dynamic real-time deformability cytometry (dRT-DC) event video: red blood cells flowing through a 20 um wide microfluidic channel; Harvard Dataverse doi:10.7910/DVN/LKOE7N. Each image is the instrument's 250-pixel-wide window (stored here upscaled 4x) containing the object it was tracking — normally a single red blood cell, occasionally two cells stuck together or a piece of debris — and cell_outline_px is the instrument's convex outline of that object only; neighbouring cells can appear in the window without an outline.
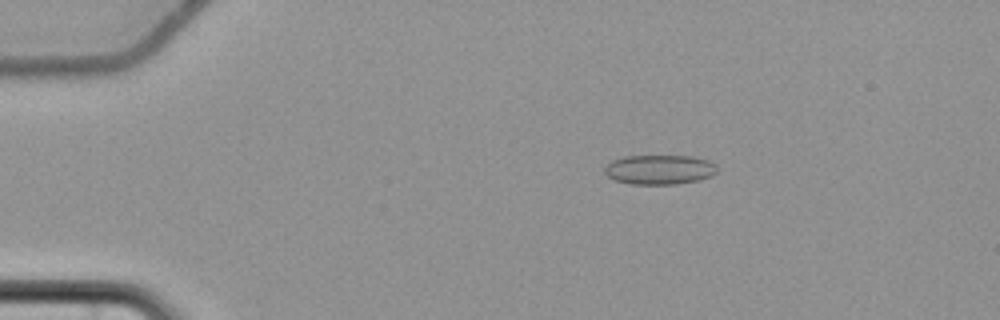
{"species": "common noctule bat (a hibernating species)", "species_latin": "Nyctalus noctula", "temperature_condition": "cold", "stored_images_in_passage": 58, "camera_frame_rate_fps": 3000, "um_per_image_px": 0.085, "animal": {"sex": "female", "body_mass_g": 22.7, "forearm_length_mm": 54.2}, "frame": {"image": 1, "passage_image": 12, "time_ms": 3.667, "image_size_px": [1000, 320], "cell_outline_px": [[716, 172], [712, 176], [700, 180], [676, 184], [628, 184], [616, 180], [608, 176], [604, 172], [604, 168], [612, 160], [624, 156], [692, 156], [708, 160], [716, 164]], "centroid_in_image_um": [56.07, 14.42], "position_along_channel_um": 28.9, "area_um2": 19.48}}
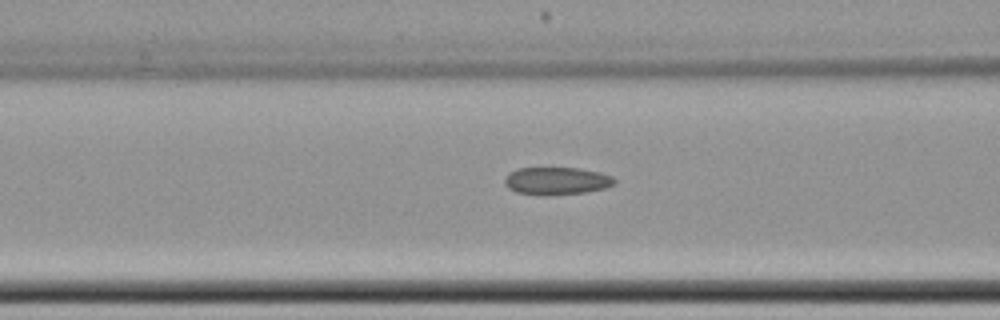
{"frame": {"image": 2, "passage_image": 25, "time_ms": 8.0, "image_size_px": [1000, 320], "cell_outline_px": [[616, 184], [604, 188], [584, 192], [548, 196], [516, 192], [508, 188], [504, 184], [504, 180], [508, 172], [516, 168], [576, 168], [600, 172], [612, 176], [616, 180]], "centroid_in_image_um": [47.29, 15.38], "position_along_channel_um": 119.3, "area_um2": 17.8}}
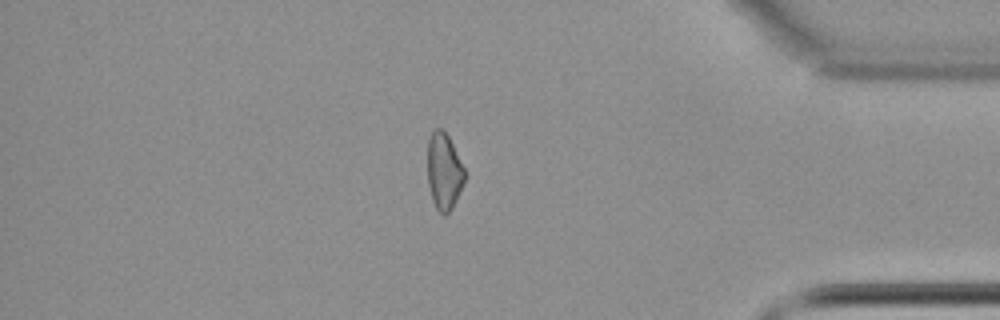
{"frame": {"image": 3, "passage_image": 50, "time_ms": 16.333, "image_size_px": [1000, 320], "cell_outline_px": [[464, 180], [456, 200], [452, 208], [444, 216], [436, 208], [432, 200], [428, 184], [428, 140], [432, 132], [436, 128], [440, 128], [448, 136], [464, 168]], "centroid_in_image_um": [37.72, 14.58], "position_along_channel_um": 397.5, "area_um2": 16.24}}